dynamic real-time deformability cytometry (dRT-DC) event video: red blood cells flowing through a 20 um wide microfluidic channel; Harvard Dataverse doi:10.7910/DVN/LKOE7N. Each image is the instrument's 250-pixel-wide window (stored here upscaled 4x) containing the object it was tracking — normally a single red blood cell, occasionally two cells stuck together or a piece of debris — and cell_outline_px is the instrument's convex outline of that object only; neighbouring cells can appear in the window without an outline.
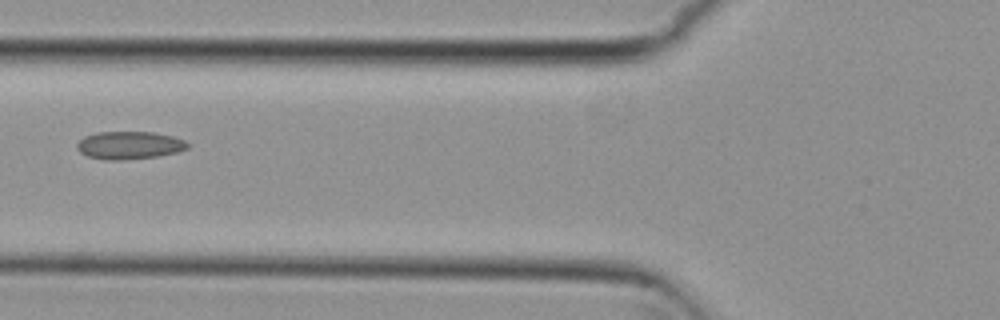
{"species": "common noctule bat (a hibernating species)", "species_latin": "Nyctalus noctula", "temperature_condition": "cold", "stored_images_in_passage": 5, "camera_frame_rate_fps": 3000, "um_per_image_px": 0.085, "animal": {"sex": "female", "body_mass_g": 29.2, "forearm_length_mm": 56.3}, "frame": {"image": 1, "passage_image": 5, "time_ms": 1.333, "image_size_px": [1000, 320], "cell_outline_px": [[188, 148], [176, 152], [156, 156], [120, 160], [104, 160], [88, 156], [80, 152], [76, 148], [76, 144], [84, 136], [96, 132], [152, 132], [172, 136], [184, 140], [188, 144]], "centroid_in_image_um": [10.95, 12.34], "position_along_channel_um": 114.9, "area_um2": 17.8}}